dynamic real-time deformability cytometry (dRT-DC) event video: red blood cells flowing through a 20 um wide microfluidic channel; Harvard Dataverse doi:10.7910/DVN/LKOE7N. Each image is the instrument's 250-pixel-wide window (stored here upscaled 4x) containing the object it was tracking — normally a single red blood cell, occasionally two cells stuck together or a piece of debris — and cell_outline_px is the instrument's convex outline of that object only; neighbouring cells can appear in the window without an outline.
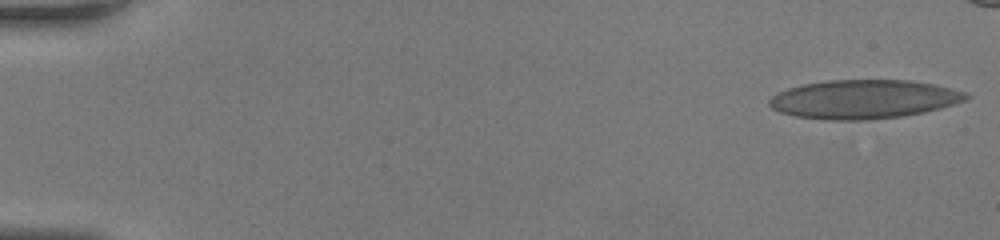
{"species": "human", "species_latin": "Homo sapiens", "temperature_condition": "room temperature", "stored_images_in_passage": 41, "camera_frame_rate_fps": 3000, "um_per_image_px": 0.085, "donor": {"sex": "female"}, "frame": {"image": 1, "passage_image": 1, "time_ms": 0.0, "image_size_px": [1000, 240], "cell_outline_px": [[972, 96], [964, 100], [940, 108], [924, 112], [904, 116], [872, 120], [828, 120], [796, 116], [780, 112], [772, 108], [768, 104], [768, 100], [776, 92], [788, 88], [804, 84], [828, 80], [912, 80], [932, 84], [968, 92]], "centroid_in_image_um": [73.41, 8.44], "position_along_channel_um": 11.6, "area_um2": 44.68}}
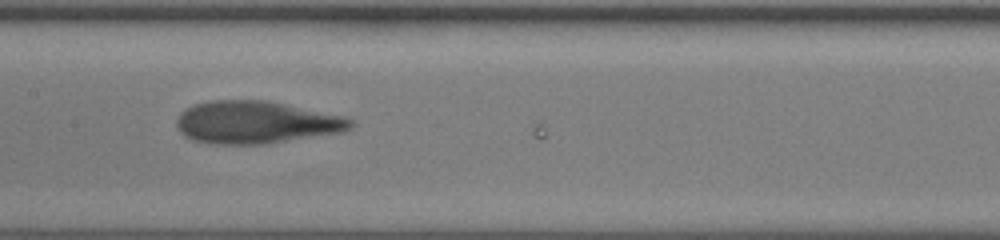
{"frame": {"image": 2, "passage_image": 24, "time_ms": 7.667, "image_size_px": [1000, 240], "cell_outline_px": [[356, 124], [352, 128], [344, 132], [268, 144], [212, 144], [192, 140], [184, 136], [180, 132], [176, 124], [176, 120], [180, 112], [192, 104], [212, 100], [268, 100], [348, 116], [356, 120]], "centroid_in_image_um": [21.83, 10.4], "position_along_channel_um": 185.6, "area_um2": 44.1}}
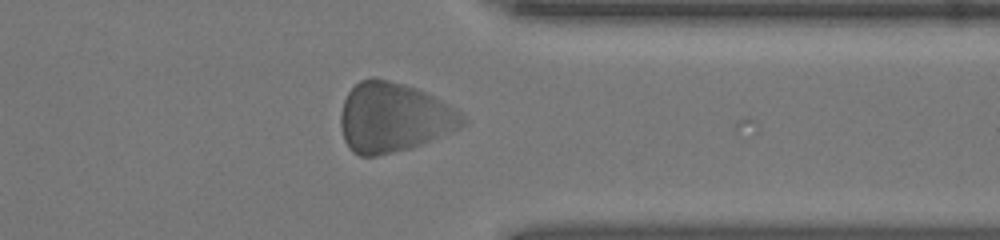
{"frame": {"image": 3, "passage_image": 37, "time_ms": 12.0, "image_size_px": [1000, 240], "cell_outline_px": [[468, 124], [460, 128], [412, 148], [376, 156], [360, 156], [352, 152], [348, 148], [344, 140], [340, 128], [340, 112], [344, 100], [348, 92], [360, 80], [372, 76], [404, 84], [416, 88], [448, 104], [460, 112], [468, 120]], "centroid_in_image_um": [33.44, 9.99], "position_along_channel_um": 378.0, "area_um2": 49.71}}